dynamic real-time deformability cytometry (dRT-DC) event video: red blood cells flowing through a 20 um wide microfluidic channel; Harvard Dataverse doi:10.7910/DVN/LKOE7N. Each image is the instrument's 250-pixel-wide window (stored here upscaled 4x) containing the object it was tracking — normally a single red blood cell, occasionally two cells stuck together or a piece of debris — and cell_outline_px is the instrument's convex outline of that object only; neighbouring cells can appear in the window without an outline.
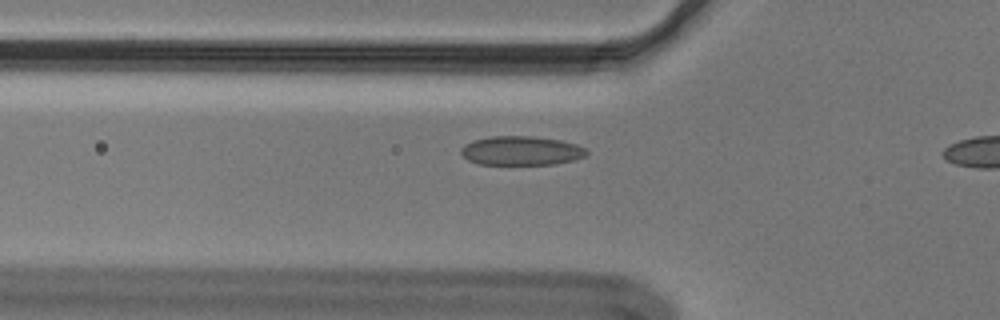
{"species": "Egyptian fruit bat (a non-hibernating species)", "species_latin": "Rousettus aegyptiacus", "temperature_condition": "cold", "stored_images_in_passage": 14, "camera_frame_rate_fps": 3000, "um_per_image_px": 0.085, "animal": {"sex": "male"}, "frame": {"image": 1, "passage_image": 12, "time_ms": 3.667, "image_size_px": [1000, 320], "cell_outline_px": [[588, 152], [584, 156], [572, 160], [552, 164], [480, 164], [468, 160], [460, 152], [460, 148], [464, 144], [472, 140], [492, 136], [532, 136], [560, 140], [576, 144], [584, 148]], "centroid_in_image_um": [44.26, 12.8], "position_along_channel_um": 81.5, "area_um2": 21.15}}